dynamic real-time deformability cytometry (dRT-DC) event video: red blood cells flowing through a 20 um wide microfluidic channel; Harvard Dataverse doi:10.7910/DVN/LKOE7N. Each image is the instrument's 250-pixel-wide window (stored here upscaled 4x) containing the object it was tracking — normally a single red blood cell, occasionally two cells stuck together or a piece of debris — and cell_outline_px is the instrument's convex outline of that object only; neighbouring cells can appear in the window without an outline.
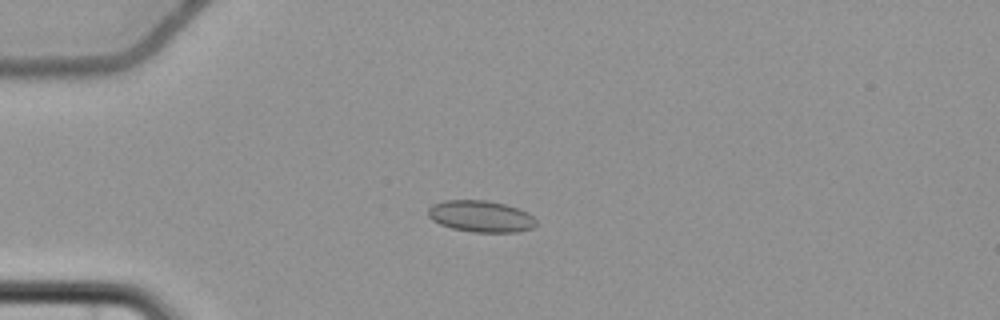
{"species": "common noctule bat (a hibernating species)", "species_latin": "Nyctalus noctula", "temperature_condition": "cold", "stored_images_in_passage": 7, "camera_frame_rate_fps": 3000, "um_per_image_px": 0.085, "animal": {"sex": "female", "body_mass_g": 22.7, "forearm_length_mm": 54.2}, "frame": {"image": 1, "passage_image": 3, "time_ms": 3.333, "image_size_px": [1000, 320], "cell_outline_px": [[536, 224], [532, 228], [516, 232], [472, 232], [452, 228], [440, 224], [432, 220], [428, 216], [428, 208], [432, 204], [444, 200], [488, 200], [504, 204], [528, 212], [536, 220]], "centroid_in_image_um": [40.85, 18.38], "position_along_channel_um": 44.2, "area_um2": 19.88}}
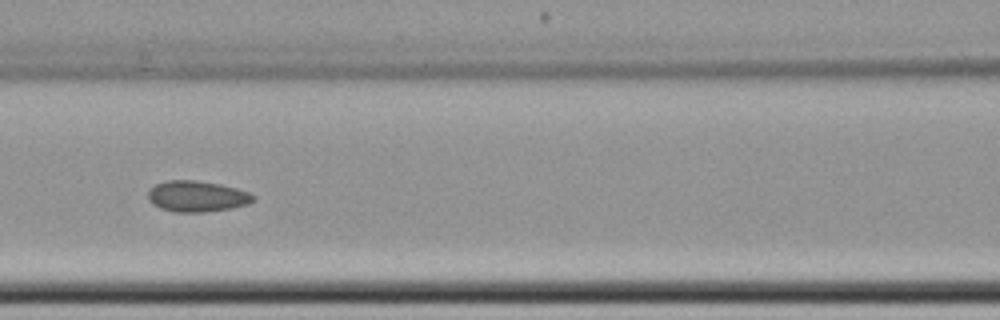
{"frame": {"image": 2, "passage_image": 6, "time_ms": 7.0, "image_size_px": [1000, 320], "cell_outline_px": [[256, 200], [248, 204], [228, 208], [204, 212], [176, 212], [160, 208], [152, 204], [148, 200], [148, 192], [156, 184], [168, 180], [196, 180], [220, 184], [236, 188], [248, 192], [256, 196]], "centroid_in_image_um": [16.74, 16.68], "position_along_channel_um": 149.9, "area_um2": 18.96}}
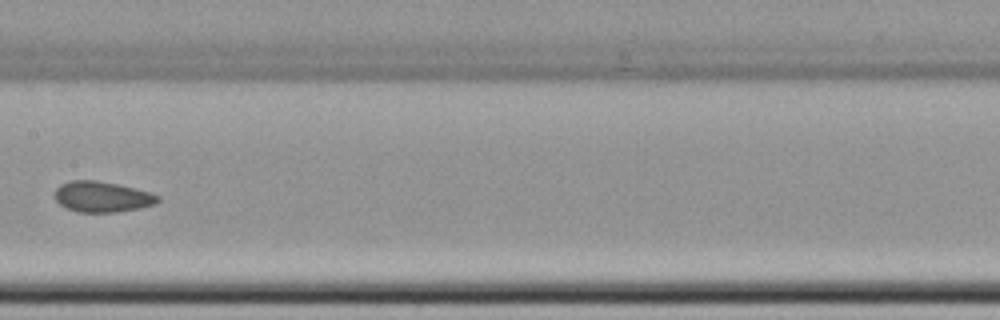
{"frame": {"image": 3, "passage_image": 7, "time_ms": 8.333, "image_size_px": [1000, 320], "cell_outline_px": [[160, 200], [156, 204], [140, 208], [120, 212], [76, 212], [60, 204], [56, 200], [56, 188], [60, 184], [72, 180], [96, 180], [116, 184], [148, 192], [160, 196]], "centroid_in_image_um": [8.69, 16.73], "position_along_channel_um": 198.7, "area_um2": 18.32}}